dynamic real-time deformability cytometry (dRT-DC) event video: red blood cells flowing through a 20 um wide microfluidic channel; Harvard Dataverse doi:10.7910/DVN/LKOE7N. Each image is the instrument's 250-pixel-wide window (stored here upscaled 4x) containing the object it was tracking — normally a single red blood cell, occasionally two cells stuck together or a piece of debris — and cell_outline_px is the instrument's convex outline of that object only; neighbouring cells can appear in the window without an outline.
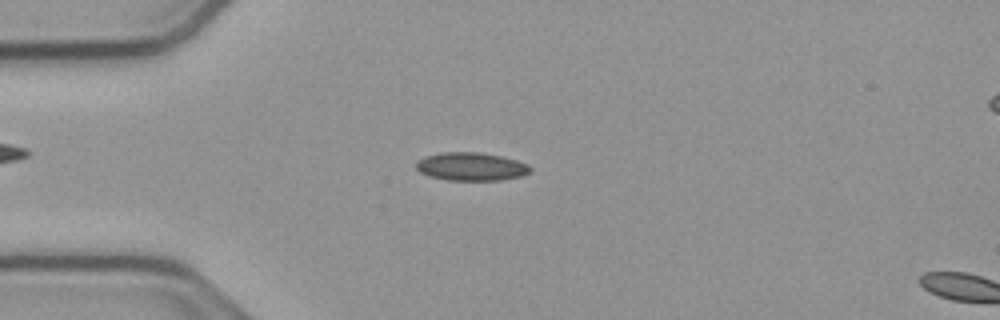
{"species": "common noctule bat (a hibernating species)", "species_latin": "Nyctalus noctula", "temperature_condition": "cold", "stored_images_in_passage": 15, "camera_frame_rate_fps": 3000, "um_per_image_px": 0.085, "animal": {"sex": "male", "body_mass_g": 23.1, "forearm_length_mm": 52.7}, "frame": {"image": 1, "passage_image": 13, "time_ms": 4.0, "image_size_px": [1000, 320], "cell_outline_px": [[532, 172], [524, 176], [500, 180], [448, 180], [432, 176], [420, 172], [416, 168], [416, 160], [424, 156], [440, 152], [480, 152], [500, 156], [516, 160], [528, 164], [532, 168]], "centroid_in_image_um": [40.07, 14.15], "position_along_channel_um": 44.9, "area_um2": 18.9}}